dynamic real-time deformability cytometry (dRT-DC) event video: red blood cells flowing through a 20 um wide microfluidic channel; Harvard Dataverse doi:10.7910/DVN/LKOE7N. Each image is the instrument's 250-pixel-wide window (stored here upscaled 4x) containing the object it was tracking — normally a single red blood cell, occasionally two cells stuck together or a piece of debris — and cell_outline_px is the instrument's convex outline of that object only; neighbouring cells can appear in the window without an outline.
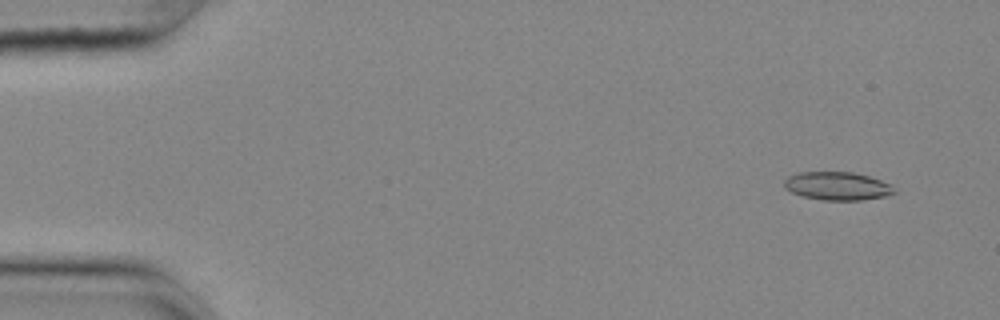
{"species": "common noctule bat (a hibernating species)", "species_latin": "Nyctalus noctula", "temperature_condition": "cold", "stored_images_in_passage": 56, "camera_frame_rate_fps": 3000, "um_per_image_px": 0.085, "animal": {"sex": "female", "body_mass_g": 25.1}, "frame": {"image": 1, "passage_image": 4, "time_ms": 1.0, "image_size_px": [1000, 320], "cell_outline_px": [[896, 192], [884, 196], [860, 200], [824, 200], [800, 196], [784, 188], [784, 180], [788, 176], [800, 172], [852, 172], [868, 176], [892, 184]], "centroid_in_image_um": [71.15, 15.81], "position_along_channel_um": 13.8, "area_um2": 18.09}}
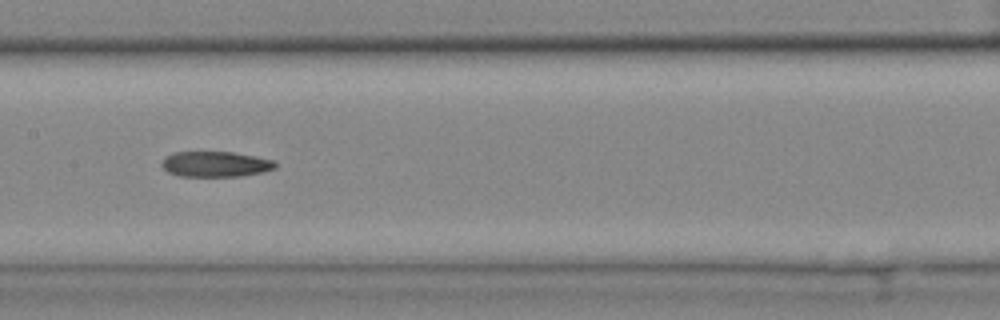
{"frame": {"image": 2, "passage_image": 28, "time_ms": 9.0, "image_size_px": [1000, 320], "cell_outline_px": [[276, 168], [264, 172], [240, 176], [180, 176], [168, 172], [160, 164], [164, 156], [176, 152], [236, 152], [276, 160]], "centroid_in_image_um": [18.34, 13.94], "position_along_channel_um": 189.1, "area_um2": 17.05}}
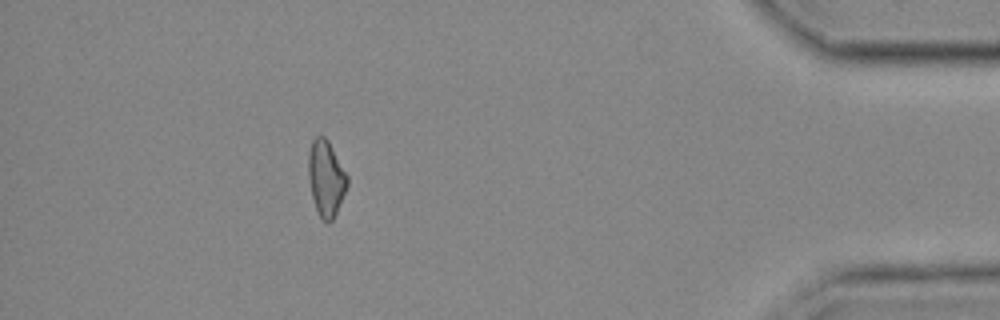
{"frame": {"image": 3, "passage_image": 50, "time_ms": 16.333, "image_size_px": [1000, 320], "cell_outline_px": [[348, 184], [336, 212], [332, 220], [328, 224], [320, 216], [316, 208], [312, 196], [308, 176], [308, 152], [312, 140], [316, 136], [324, 136], [328, 140], [348, 176]], "centroid_in_image_um": [27.7, 15.12], "position_along_channel_um": 407.5, "area_um2": 16.99}}